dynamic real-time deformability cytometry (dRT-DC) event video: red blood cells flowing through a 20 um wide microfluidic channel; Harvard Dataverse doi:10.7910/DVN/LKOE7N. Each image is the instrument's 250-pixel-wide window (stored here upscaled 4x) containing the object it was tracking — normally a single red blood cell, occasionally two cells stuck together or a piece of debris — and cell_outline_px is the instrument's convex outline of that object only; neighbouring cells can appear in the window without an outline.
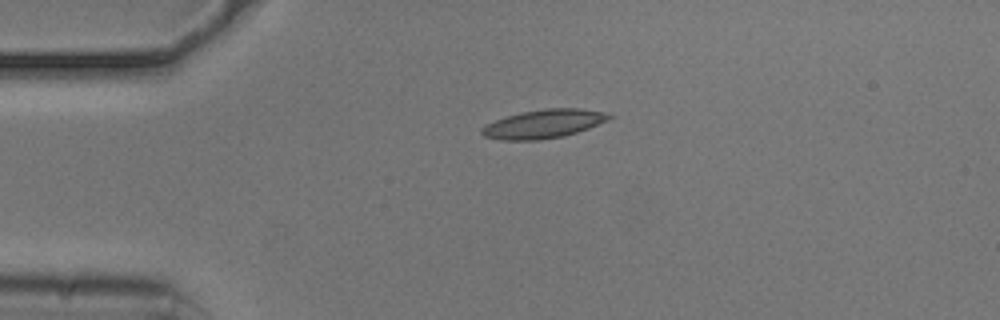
{"species": "common noctule bat (a hibernating species)", "species_latin": "Nyctalus noctula", "temperature_condition": "cold", "stored_images_in_passage": 43, "camera_frame_rate_fps": 3000, "um_per_image_px": 0.085, "animal": {"sex": "male", "body_mass_g": 20.5, "forearm_length_mm": 52.5}, "frame": {"image": 1, "passage_image": 1, "time_ms": 0.0, "image_size_px": [1000, 320], "cell_outline_px": [[612, 116], [608, 120], [588, 128], [564, 136], [536, 140], [500, 140], [484, 136], [480, 132], [480, 128], [496, 120], [520, 112], [548, 108], [580, 108], [604, 112]], "centroid_in_image_um": [46.19, 10.53], "position_along_channel_um": 38.8, "area_um2": 21.04}}
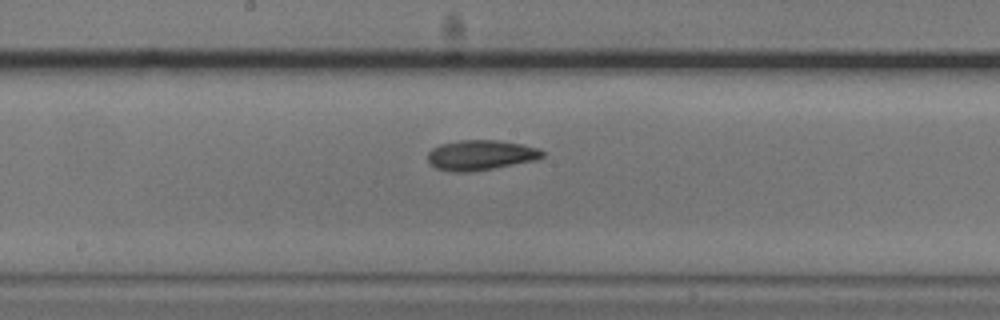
{"frame": {"image": 2, "passage_image": 17, "time_ms": 5.333, "image_size_px": [1000, 320], "cell_outline_px": [[544, 156], [536, 160], [472, 172], [452, 172], [432, 168], [428, 164], [428, 152], [432, 148], [440, 144], [460, 140], [496, 140], [520, 144], [540, 148], [544, 152]], "centroid_in_image_um": [40.81, 13.19], "position_along_channel_um": 207.4, "area_um2": 20.35}}
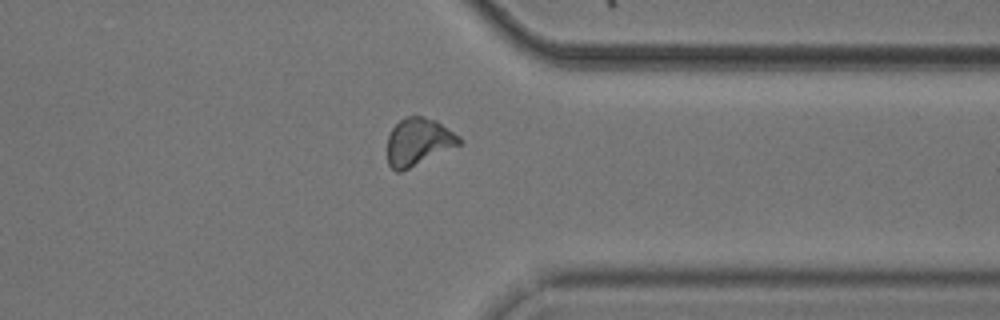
{"frame": {"image": 3, "passage_image": 31, "time_ms": 10.0, "image_size_px": [1000, 320], "cell_outline_px": [[464, 140], [460, 144], [400, 172], [396, 172], [388, 164], [388, 136], [392, 128], [400, 120], [408, 116], [420, 116], [436, 120], [460, 136]], "centroid_in_image_um": [35.56, 12.04], "position_along_channel_um": 375.8, "area_um2": 19.59}, "authors_computed_cell_mechanics": {"area_um2": 19.652, "velocity_mm_per_s": 3.6996, "shape_relaxation_time_tau1_ms": 5.9393, "shape_relaxation_time_tau2_ms": 2.4821, "deformation_change_tau1": 0.1158, "deformation_change_tau2": 0.0809}}